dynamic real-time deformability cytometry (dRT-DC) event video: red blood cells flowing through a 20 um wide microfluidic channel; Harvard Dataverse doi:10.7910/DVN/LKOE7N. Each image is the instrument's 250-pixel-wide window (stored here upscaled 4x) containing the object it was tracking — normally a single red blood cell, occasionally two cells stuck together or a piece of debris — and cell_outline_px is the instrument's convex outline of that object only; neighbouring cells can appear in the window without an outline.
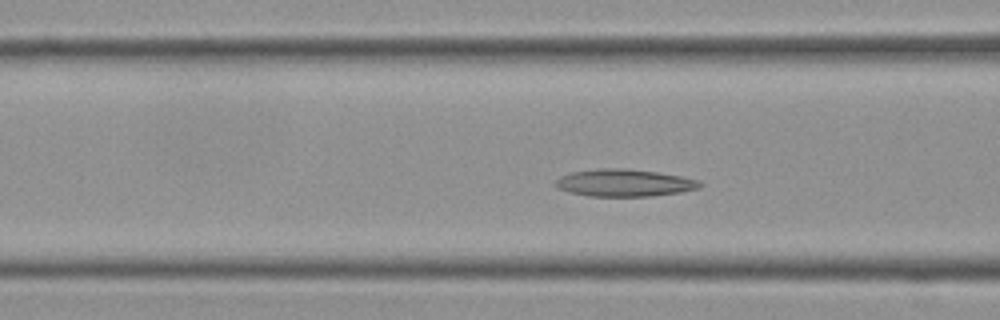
{"species": "Egyptian fruit bat (a non-hibernating species)", "species_latin": "Rousettus aegyptiacus", "temperature_condition": "cold", "stored_images_in_passage": 54, "camera_frame_rate_fps": 3000, "um_per_image_px": 0.085, "frame": {"image": 1, "passage_image": 18, "time_ms": 5.667, "image_size_px": [1000, 320], "cell_outline_px": [[704, 184], [700, 188], [680, 192], [652, 196], [588, 196], [568, 192], [556, 188], [556, 180], [560, 176], [572, 172], [600, 168], [628, 168], [684, 176], [700, 180]], "centroid_in_image_um": [53.1, 15.54], "position_along_channel_um": 113.5, "area_um2": 23.18}}
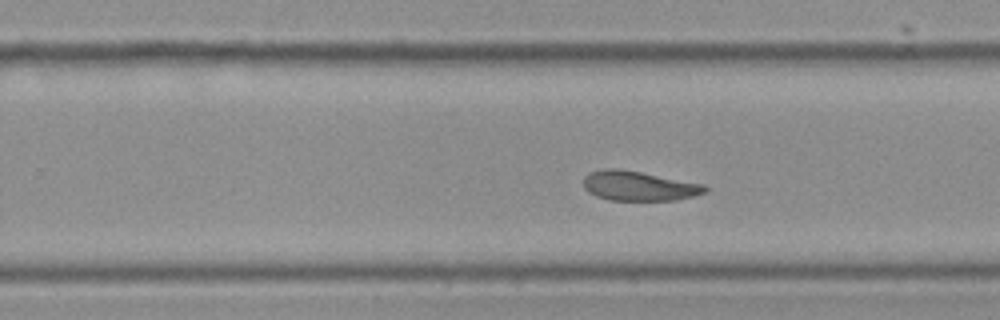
{"frame": {"image": 2, "passage_image": 32, "time_ms": 10.333, "image_size_px": [1000, 320], "cell_outline_px": [[708, 192], [676, 200], [608, 200], [596, 196], [588, 192], [584, 188], [584, 176], [588, 172], [604, 168], [620, 168], [704, 184], [708, 188]], "centroid_in_image_um": [54.28, 15.79], "position_along_channel_um": 275.5, "area_um2": 21.15}}
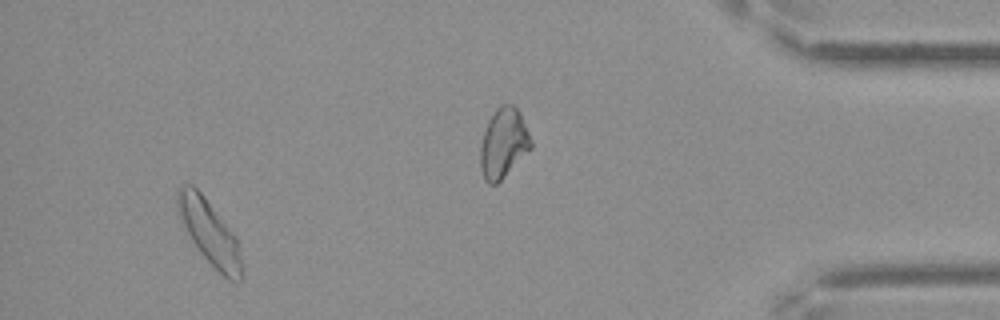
{"frame": {"image": 3, "passage_image": 50, "time_ms": 16.333, "image_size_px": [1000, 320], "cell_outline_px": [[244, 276], [240, 280], [228, 280], [200, 252], [192, 240], [180, 220], [176, 204], [176, 188], [180, 184], [192, 184], [204, 196], [236, 236], [240, 244], [244, 268]], "centroid_in_image_um": [17.83, 19.74], "position_along_channel_um": 417.4, "area_um2": 24.33}, "authors_computed_cell_mechanics": {"area_um2": 22.3686, "velocity_mm_per_s": 3.466, "shape_relaxation_time_tau1_ms": 8.7037, "shape_relaxation_time_tau2_ms": 2.9465, "deformation_change_tau1": 0.1773, "deformation_change_tau2": 0.0814}}